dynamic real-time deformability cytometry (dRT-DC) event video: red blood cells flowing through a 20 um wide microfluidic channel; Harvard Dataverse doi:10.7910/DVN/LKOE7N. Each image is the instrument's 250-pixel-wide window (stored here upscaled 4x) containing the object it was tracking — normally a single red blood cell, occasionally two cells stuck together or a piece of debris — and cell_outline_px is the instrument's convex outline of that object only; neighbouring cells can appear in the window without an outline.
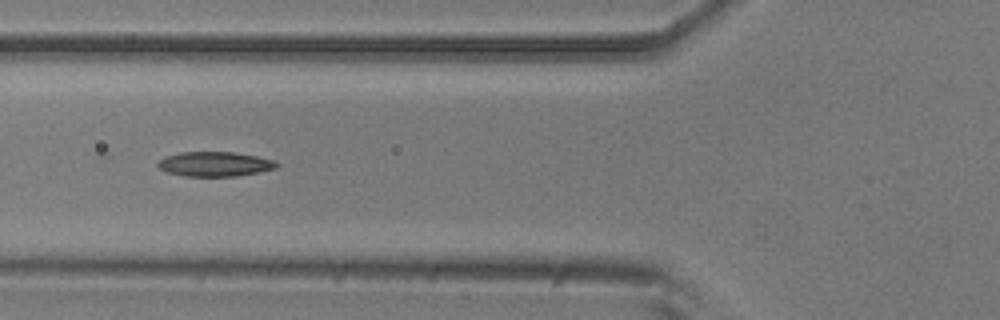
{"species": "common noctule bat (a hibernating species)", "species_latin": "Nyctalus noctula", "temperature_condition": "room temperature", "stored_images_in_passage": 9, "camera_frame_rate_fps": 3000, "um_per_image_px": 0.085, "animal": {"sex": "male", "body_mass_g": 20.5, "forearm_length_mm": 52.5}, "frame": {"image": 1, "passage_image": 6, "time_ms": 6.0, "image_size_px": [1000, 320], "cell_outline_px": [[280, 164], [276, 168], [260, 172], [236, 176], [184, 176], [168, 172], [160, 168], [156, 164], [164, 156], [180, 152], [232, 152], [256, 156], [272, 160]], "centroid_in_image_um": [18.25, 13.94], "position_along_channel_um": 107.6, "area_um2": 16.99}}
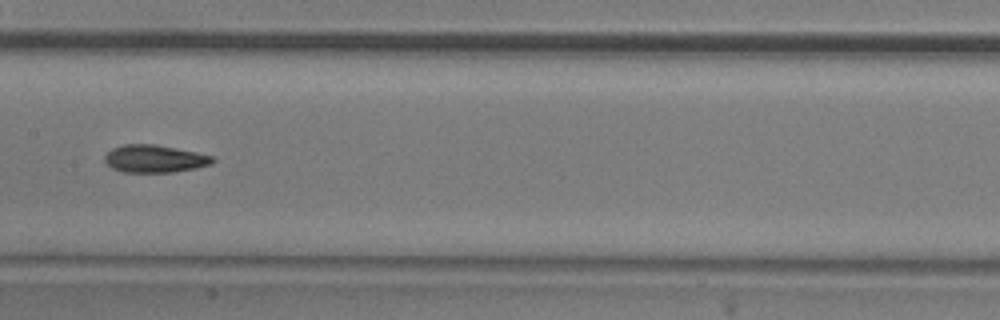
{"frame": {"image": 2, "passage_image": 8, "time_ms": 8.333, "image_size_px": [1000, 320], "cell_outline_px": [[216, 160], [212, 164], [196, 168], [172, 172], [124, 172], [112, 168], [104, 160], [104, 156], [112, 148], [124, 144], [156, 144], [196, 152], [212, 156]], "centroid_in_image_um": [13.15, 13.49], "position_along_channel_um": 194.3, "area_um2": 17.34}}
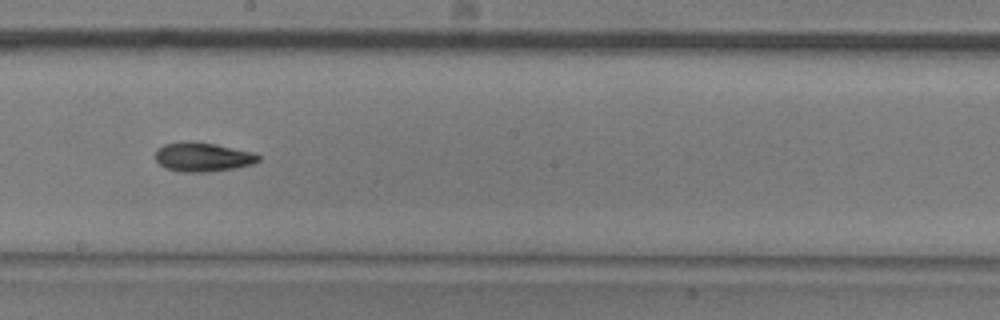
{"frame": {"image": 3, "passage_image": 9, "time_ms": 9.333, "image_size_px": [1000, 320], "cell_outline_px": [[260, 160], [252, 164], [236, 168], [208, 172], [180, 172], [164, 168], [156, 160], [156, 148], [164, 144], [184, 140], [192, 140], [216, 144], [252, 152], [260, 156]], "centroid_in_image_um": [17.2, 13.33], "position_along_channel_um": 231.0, "area_um2": 17.8}}